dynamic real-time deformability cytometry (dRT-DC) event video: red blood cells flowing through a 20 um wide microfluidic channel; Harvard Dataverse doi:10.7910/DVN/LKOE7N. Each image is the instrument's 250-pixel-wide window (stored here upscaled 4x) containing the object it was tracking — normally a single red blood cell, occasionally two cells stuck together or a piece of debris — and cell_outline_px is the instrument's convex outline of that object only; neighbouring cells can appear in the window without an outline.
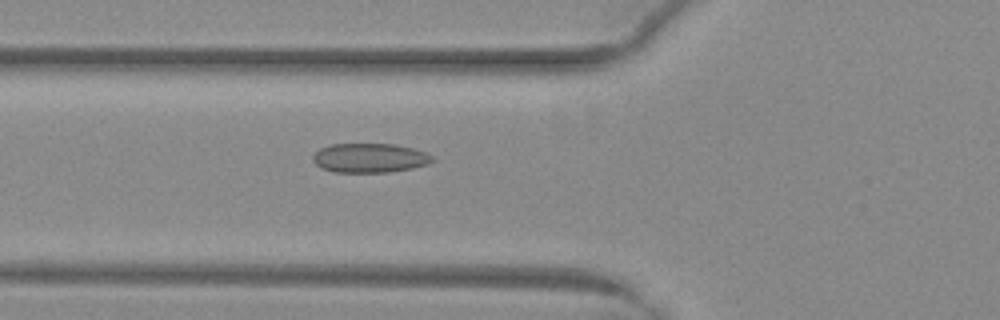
{"species": "common noctule bat (a hibernating species)", "species_latin": "Nyctalus noctula", "temperature_condition": "warm", "stored_images_in_passage": 44, "camera_frame_rate_fps": 3000, "um_per_image_px": 0.085, "animal": {"sex": "female", "body_mass_g": 29.2, "forearm_length_mm": 56.3}, "frame": {"image": 1, "passage_image": 12, "time_ms": 3.667, "image_size_px": [1000, 320], "cell_outline_px": [[436, 160], [428, 164], [412, 168], [388, 172], [332, 172], [320, 168], [312, 160], [312, 156], [320, 148], [332, 144], [392, 144], [412, 148], [424, 152], [432, 156]], "centroid_in_image_um": [31.4, 13.43], "position_along_channel_um": 94.4, "area_um2": 20.4}}
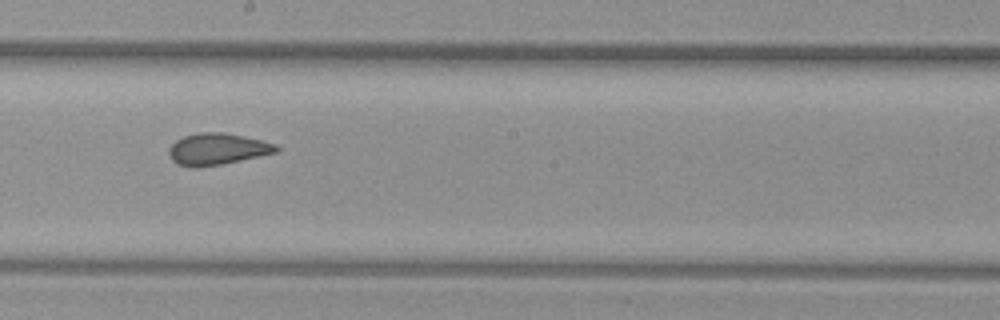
{"frame": {"image": 2, "passage_image": 22, "time_ms": 7.0, "image_size_px": [1000, 320], "cell_outline_px": [[280, 148], [276, 152], [240, 160], [220, 164], [196, 168], [192, 168], [176, 164], [172, 160], [168, 152], [168, 148], [176, 140], [184, 136], [200, 132], [224, 132], [244, 136], [276, 144]], "centroid_in_image_um": [18.43, 12.67], "position_along_channel_um": 229.8, "area_um2": 19.71}}
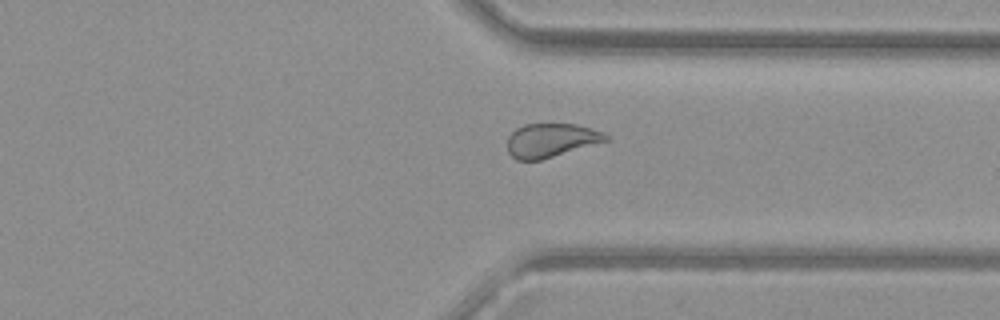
{"frame": {"image": 3, "passage_image": 32, "time_ms": 10.333, "image_size_px": [1000, 320], "cell_outline_px": [[608, 140], [540, 160], [516, 160], [508, 152], [508, 136], [516, 128], [524, 124], [576, 124], [604, 132], [608, 136]], "centroid_in_image_um": [46.81, 11.92], "position_along_channel_um": 364.6, "area_um2": 19.19}, "authors_computed_cell_mechanics": {"area_um2": 20.8947, "velocity_mm_per_s": 4.0495, "shape_relaxation_time_tau1_ms": null, "shape_relaxation_time_tau2_ms": 1.3662, "deformation_change_tau1": null, "deformation_change_tau2": 0.0762}}